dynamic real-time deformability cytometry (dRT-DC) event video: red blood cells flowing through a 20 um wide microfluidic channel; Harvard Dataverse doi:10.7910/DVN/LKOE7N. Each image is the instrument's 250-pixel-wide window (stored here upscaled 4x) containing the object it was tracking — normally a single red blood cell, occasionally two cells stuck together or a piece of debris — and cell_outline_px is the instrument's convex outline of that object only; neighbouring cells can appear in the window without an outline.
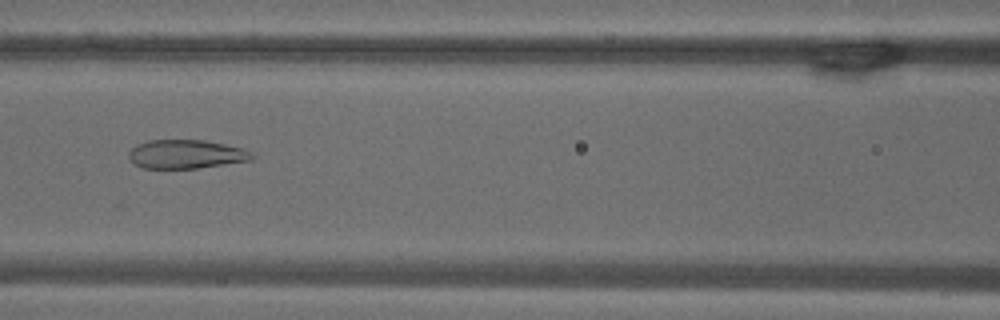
{"species": "common noctule bat (a hibernating species)", "species_latin": "Nyctalus noctula", "temperature_condition": "warm", "stored_images_in_passage": 54, "camera_frame_rate_fps": 3000, "um_per_image_px": 0.085, "animal": {"sex": "male", "body_mass_g": 18.8}, "frame": {"image": 1, "passage_image": 24, "time_ms": 7.667, "image_size_px": [1000, 320], "cell_outline_px": [[256, 156], [252, 160], [196, 168], [144, 168], [136, 164], [128, 156], [128, 152], [136, 144], [148, 140], [204, 140], [244, 148], [252, 152]], "centroid_in_image_um": [15.84, 13.09], "position_along_channel_um": 150.8, "area_um2": 20.63}}
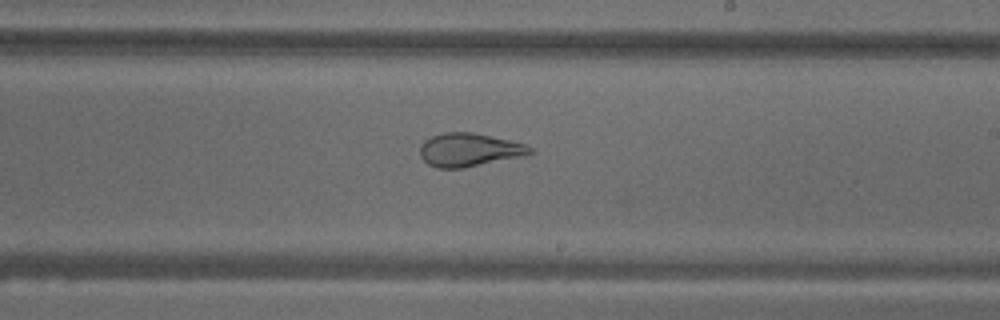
{"frame": {"image": 2, "passage_image": 32, "time_ms": 10.333, "image_size_px": [1000, 320], "cell_outline_px": [[536, 152], [520, 156], [464, 168], [436, 168], [428, 164], [420, 156], [420, 144], [424, 140], [440, 132], [472, 132], [508, 140], [524, 144], [532, 148]], "centroid_in_image_um": [39.82, 12.73], "position_along_channel_um": 249.2, "area_um2": 21.27}}
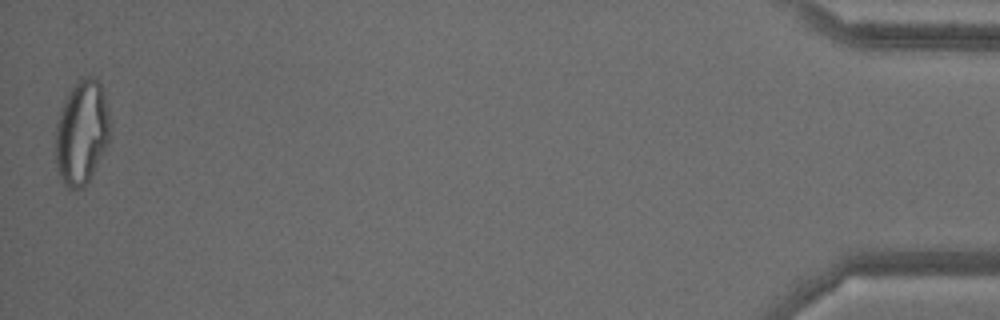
{"frame": {"image": 3, "passage_image": 54, "time_ms": 17.667, "image_size_px": [1000, 320], "cell_outline_px": [[112, 132], [108, 144], [84, 188], [68, 188], [64, 184], [56, 168], [56, 124], [64, 100], [68, 92], [80, 80], [88, 76], [96, 76], [100, 84], [104, 96], [112, 128]], "centroid_in_image_um": [6.96, 11.26], "position_along_channel_um": 428.2, "area_um2": 33.06}, "authors_computed_cell_mechanics": {"area_um2": 28.4665, "velocity_mm_per_s": 3.7048, "shape_relaxation_time_tau1_ms": null, "shape_relaxation_time_tau2_ms": 1.3903, "deformation_change_tau1": null, "deformation_change_tau2": 0.0941}}